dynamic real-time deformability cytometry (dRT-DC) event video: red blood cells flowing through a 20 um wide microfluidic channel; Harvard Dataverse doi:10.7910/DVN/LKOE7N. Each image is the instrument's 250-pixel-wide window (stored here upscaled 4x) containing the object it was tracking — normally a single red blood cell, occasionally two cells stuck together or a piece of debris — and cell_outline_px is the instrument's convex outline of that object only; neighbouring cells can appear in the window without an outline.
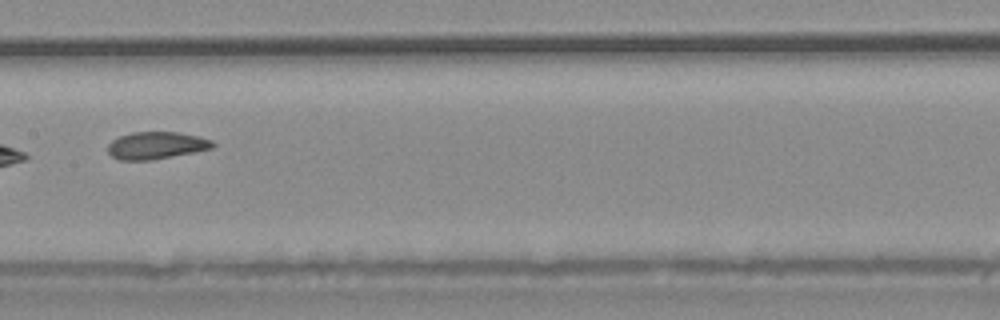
{"species": "common noctule bat (a hibernating species)", "species_latin": "Nyctalus noctula", "temperature_condition": "warm", "stored_images_in_passage": 7, "camera_frame_rate_fps": 3000, "um_per_image_px": 0.085, "animal": {"sex": "male", "body_mass_g": 20.4}, "frame": {"image": 1, "passage_image": 7, "time_ms": 2.0, "image_size_px": [1000, 320], "cell_outline_px": [[216, 144], [212, 148], [152, 160], [120, 160], [112, 156], [108, 152], [108, 144], [112, 140], [120, 136], [132, 132], [180, 132], [212, 140]], "centroid_in_image_um": [13.26, 12.36], "position_along_channel_um": 194.1, "area_um2": 16.53}}